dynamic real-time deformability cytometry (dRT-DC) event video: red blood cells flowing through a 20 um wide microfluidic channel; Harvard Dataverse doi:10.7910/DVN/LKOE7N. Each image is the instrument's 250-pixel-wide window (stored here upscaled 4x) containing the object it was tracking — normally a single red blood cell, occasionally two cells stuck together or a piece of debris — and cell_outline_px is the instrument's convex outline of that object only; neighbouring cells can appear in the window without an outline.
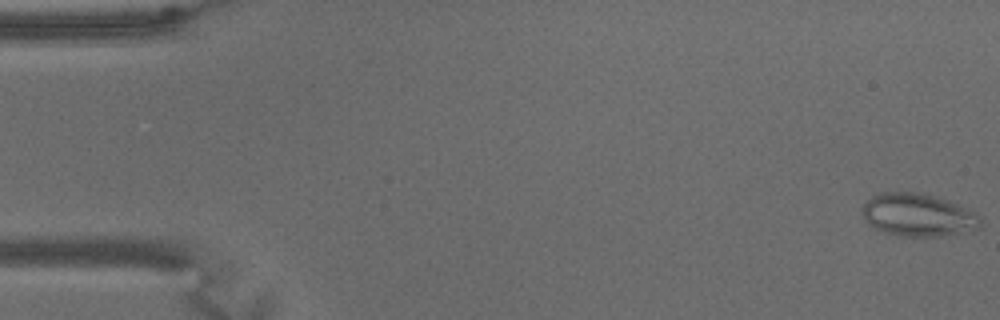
{"species": "common noctule bat (a hibernating species)", "species_latin": "Nyctalus noctula", "temperature_condition": "warm", "stored_images_in_passage": 65, "camera_frame_rate_fps": 3000, "um_per_image_px": 0.085, "animal": {"sex": "male", "body_mass_g": 15.6}, "frame": {"image": 1, "passage_image": 1, "time_ms": 0.0, "image_size_px": [1000, 320], "cell_outline_px": [[980, 228], [940, 236], [904, 236], [884, 232], [868, 224], [860, 212], [864, 204], [872, 196], [880, 192], [920, 192], [968, 208], [980, 216]], "centroid_in_image_um": [77.99, 18.27], "position_along_channel_um": 7.0, "area_um2": 29.19}}
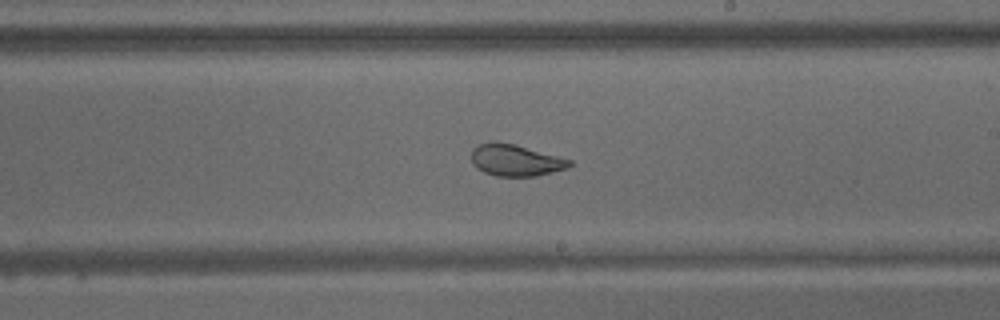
{"frame": {"image": 2, "passage_image": 38, "time_ms": 12.333, "image_size_px": [1000, 320], "cell_outline_px": [[572, 164], [568, 168], [536, 176], [496, 176], [484, 172], [476, 168], [472, 164], [472, 148], [476, 144], [496, 140], [516, 144], [572, 160]], "centroid_in_image_um": [43.79, 13.6], "position_along_channel_um": 245.2, "area_um2": 18.38}}
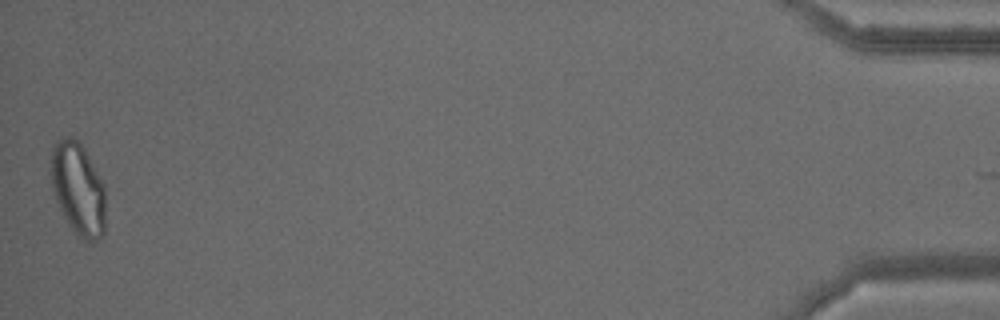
{"frame": {"image": 3, "passage_image": 65, "time_ms": 21.333, "image_size_px": [1000, 320], "cell_outline_px": [[104, 236], [96, 240], [84, 240], [68, 224], [56, 200], [52, 188], [52, 144], [60, 136], [72, 136], [84, 148], [104, 184]], "centroid_in_image_um": [6.63, 16.01], "position_along_channel_um": 428.6, "area_um2": 29.19}, "authors_computed_cell_mechanics": {"area_um2": 24.4494, "velocity_mm_per_s": 3.0823, "shape_relaxation_time_tau1_ms": 9.1098, "shape_relaxation_time_tau2_ms": 1.1711, "deformation_change_tau1": 0.1745, "deformation_change_tau2": 0.0643}}